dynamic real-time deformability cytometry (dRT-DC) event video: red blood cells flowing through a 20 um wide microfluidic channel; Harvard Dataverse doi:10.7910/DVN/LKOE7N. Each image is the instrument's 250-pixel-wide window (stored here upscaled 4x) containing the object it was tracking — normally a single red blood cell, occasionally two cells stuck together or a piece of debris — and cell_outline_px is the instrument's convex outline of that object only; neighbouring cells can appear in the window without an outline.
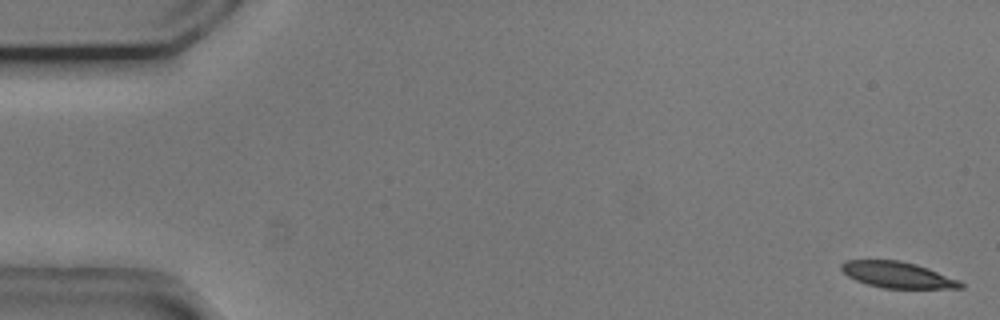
{"species": "common noctule bat (a hibernating species)", "species_latin": "Nyctalus noctula", "temperature_condition": "cold", "stored_images_in_passage": 5, "camera_frame_rate_fps": 3000, "um_per_image_px": 0.085, "animal": {"sex": "male", "body_mass_g": 20.5, "forearm_length_mm": 52.5}, "frame": {"image": 1, "passage_image": 1, "time_ms": 0.0, "image_size_px": [1000, 320], "cell_outline_px": [[964, 288], [884, 288], [868, 284], [856, 280], [848, 276], [840, 268], [840, 264], [844, 260], [900, 260], [916, 264], [928, 268], [960, 280], [964, 284]], "centroid_in_image_um": [76.3, 23.35], "position_along_channel_um": 8.7, "area_um2": 18.15}}